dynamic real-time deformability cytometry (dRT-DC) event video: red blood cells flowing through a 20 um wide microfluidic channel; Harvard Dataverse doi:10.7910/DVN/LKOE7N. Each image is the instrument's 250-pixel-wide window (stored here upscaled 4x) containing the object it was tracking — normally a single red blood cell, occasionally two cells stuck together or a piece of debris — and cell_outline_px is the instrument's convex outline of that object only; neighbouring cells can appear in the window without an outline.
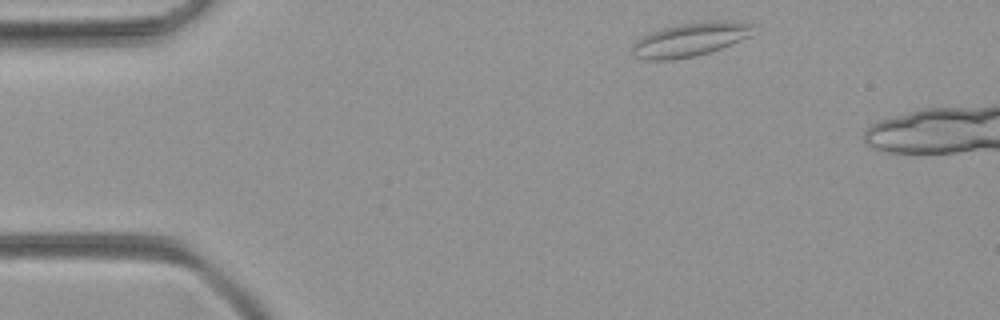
{"species": "common noctule bat (a hibernating species)", "species_latin": "Nyctalus noctula", "temperature_condition": "room temperature", "stored_images_in_passage": 40, "segment_of_instrument_passage": [1, 2], "camera_frame_rate_fps": 3000, "um_per_image_px": 0.085, "animal": {"sex": "female", "body_mass_g": 21.9}, "frame": {"image": 1, "passage_image": 2, "time_ms": 0.333, "image_size_px": [1000, 320], "cell_outline_px": [[752, 36], [720, 48], [696, 56], [672, 60], [644, 60], [632, 56], [632, 44], [640, 36], [648, 32], [680, 24], [708, 20], [724, 20], [752, 24]], "centroid_in_image_um": [58.6, 3.37], "position_along_channel_um": 26.4, "area_um2": 23.99}}
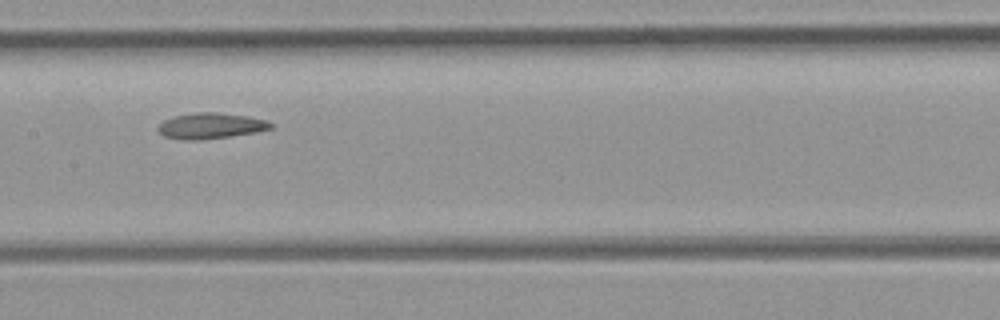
{"frame": {"image": 2, "passage_image": 19, "time_ms": 6.0, "image_size_px": [1000, 320], "cell_outline_px": [[272, 128], [256, 132], [200, 140], [180, 140], [164, 136], [156, 128], [164, 120], [172, 116], [196, 112], [220, 112], [248, 116], [268, 120], [272, 124]], "centroid_in_image_um": [17.89, 10.68], "position_along_channel_um": 189.5, "area_um2": 17.05}}
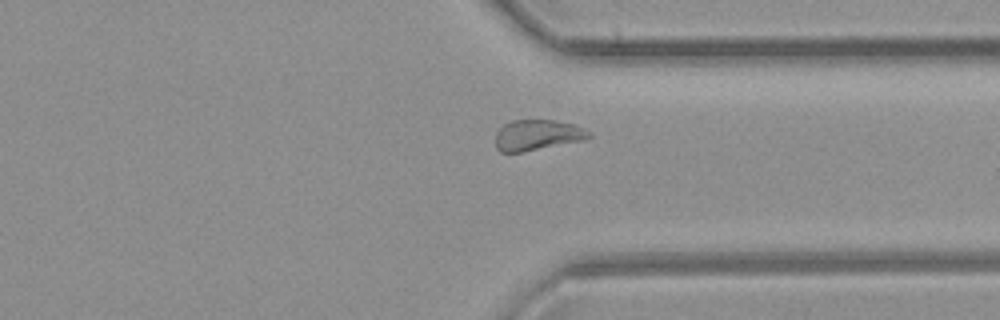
{"frame": {"image": 3, "passage_image": 32, "time_ms": 10.333, "image_size_px": [1000, 320], "cell_outline_px": [[592, 136], [584, 140], [520, 152], [500, 152], [496, 148], [496, 132], [504, 124], [512, 120], [556, 120], [576, 124], [592, 132]], "centroid_in_image_um": [45.71, 11.46], "position_along_channel_um": 365.7, "area_um2": 16.76}}